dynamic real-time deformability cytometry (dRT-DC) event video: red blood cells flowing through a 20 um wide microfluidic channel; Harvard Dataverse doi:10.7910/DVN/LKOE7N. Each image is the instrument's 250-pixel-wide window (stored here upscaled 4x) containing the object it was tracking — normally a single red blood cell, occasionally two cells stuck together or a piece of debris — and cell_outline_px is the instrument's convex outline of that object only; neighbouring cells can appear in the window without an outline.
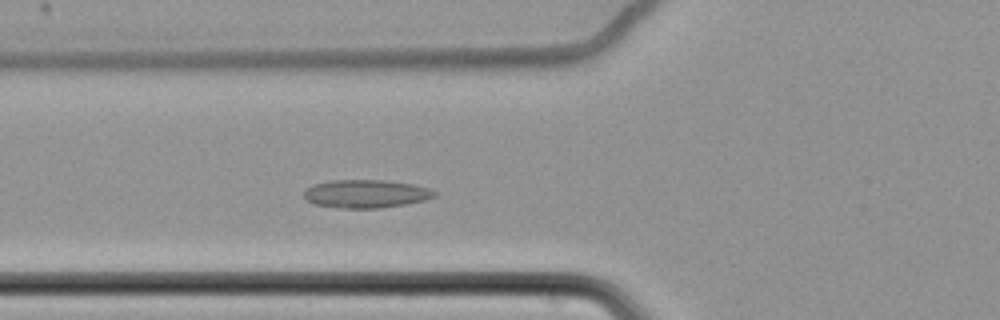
{"species": "common noctule bat (a hibernating species)", "species_latin": "Nyctalus noctula", "temperature_condition": "cold", "stored_images_in_passage": 56, "camera_frame_rate_fps": 3000, "um_per_image_px": 0.085, "animal": {"sex": "female", "body_mass_g": 22.7, "forearm_length_mm": 54.2}, "frame": {"image": 1, "passage_image": 18, "time_ms": 5.667, "image_size_px": [1000, 320], "cell_outline_px": [[436, 196], [424, 200], [404, 204], [380, 208], [340, 208], [316, 204], [308, 200], [304, 196], [304, 188], [312, 184], [328, 180], [384, 180], [412, 184], [428, 188], [436, 192]], "centroid_in_image_um": [31.07, 16.46], "position_along_channel_um": 94.7, "area_um2": 21.39}}
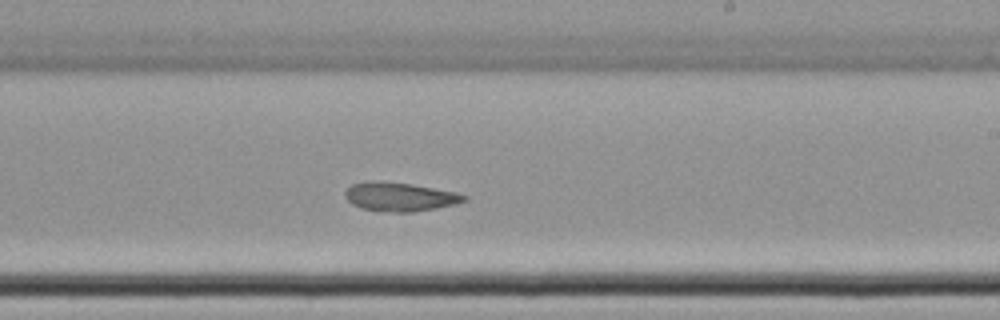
{"frame": {"image": 2, "passage_image": 32, "time_ms": 10.333, "image_size_px": [1000, 320], "cell_outline_px": [[468, 200], [456, 204], [436, 208], [412, 212], [392, 212], [360, 208], [352, 204], [344, 196], [344, 192], [352, 184], [368, 180], [384, 180], [412, 184], [456, 192], [468, 196]], "centroid_in_image_um": [33.98, 16.71], "position_along_channel_um": 255.0, "area_um2": 20.23}}
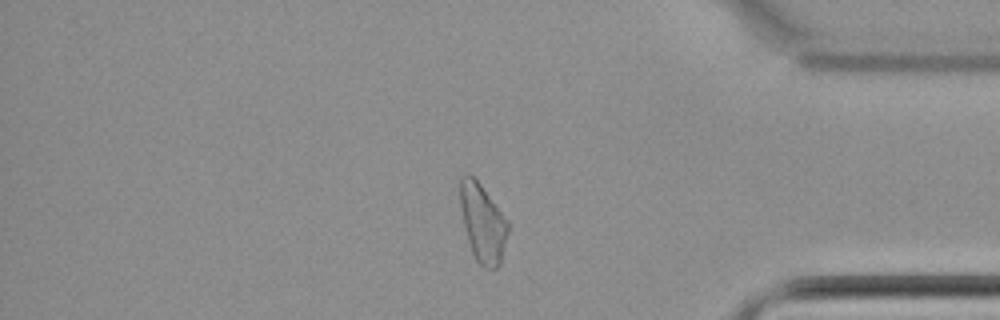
{"frame": {"image": 3, "passage_image": 46, "time_ms": 15.0, "image_size_px": [1000, 320], "cell_outline_px": [[508, 232], [500, 264], [496, 268], [488, 268], [480, 264], [476, 260], [472, 252], [468, 240], [464, 224], [460, 204], [460, 176], [468, 172], [480, 184], [508, 220]], "centroid_in_image_um": [41.03, 18.93], "position_along_channel_um": 394.2, "area_um2": 21.5}}